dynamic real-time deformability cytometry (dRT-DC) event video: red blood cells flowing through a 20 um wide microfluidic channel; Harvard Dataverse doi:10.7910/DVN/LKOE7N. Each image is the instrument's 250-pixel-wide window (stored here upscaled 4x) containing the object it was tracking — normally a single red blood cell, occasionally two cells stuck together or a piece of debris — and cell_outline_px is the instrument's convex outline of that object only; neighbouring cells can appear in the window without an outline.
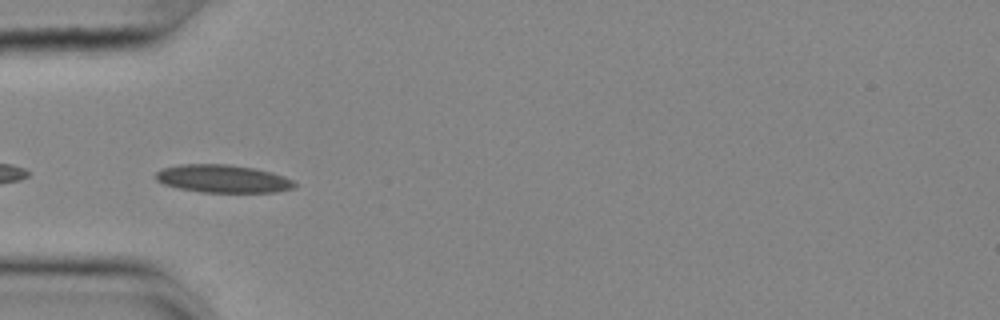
{"species": "common noctule bat (a hibernating species)", "species_latin": "Nyctalus noctula", "temperature_condition": "cold", "stored_images_in_passage": 33, "camera_frame_rate_fps": 3000, "um_per_image_px": 0.085, "animal": {"sex": "female", "body_mass_g": 25.1}, "frame": {"image": 1, "passage_image": 3, "time_ms": 0.667, "image_size_px": [1000, 320], "cell_outline_px": [[296, 184], [292, 188], [276, 192], [200, 192], [180, 188], [164, 184], [156, 180], [156, 172], [164, 168], [180, 164], [228, 164], [252, 168], [272, 172], [284, 176], [292, 180]], "centroid_in_image_um": [18.94, 15.19], "position_along_channel_um": 66.1, "area_um2": 22.37}}
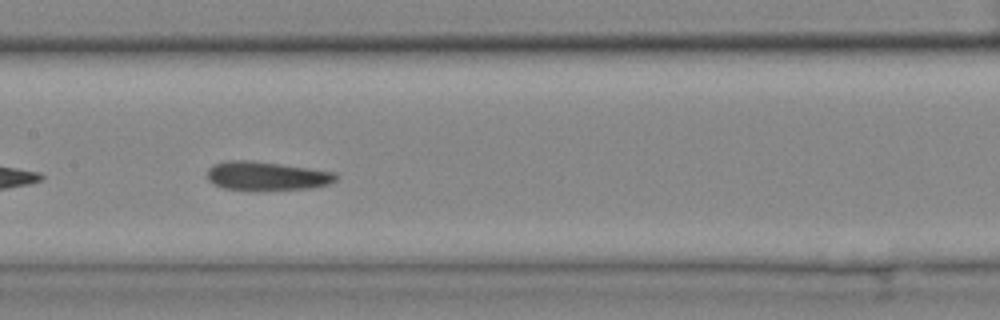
{"frame": {"image": 2, "passage_image": 13, "time_ms": 4.0, "image_size_px": [1000, 320], "cell_outline_px": [[336, 180], [328, 184], [312, 188], [256, 192], [252, 192], [224, 188], [216, 184], [208, 176], [208, 168], [216, 164], [228, 160], [252, 160], [308, 168], [332, 172], [336, 176]], "centroid_in_image_um": [22.66, 14.99], "position_along_channel_um": 184.7, "area_um2": 21.79}}
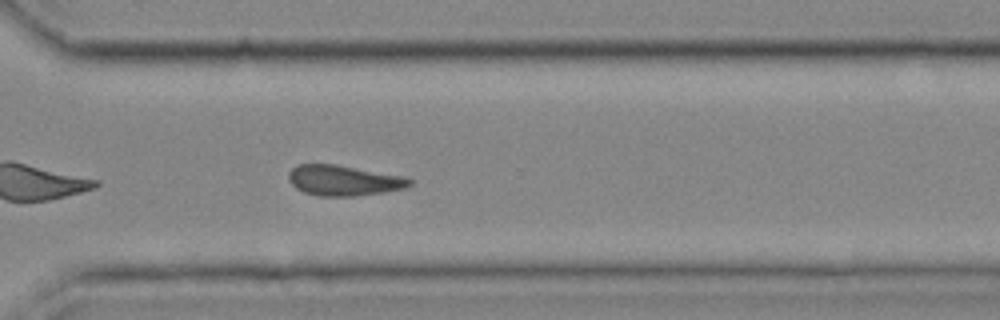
{"frame": {"image": 3, "passage_image": 26, "time_ms": 8.333, "image_size_px": [1000, 320], "cell_outline_px": [[412, 184], [404, 188], [384, 192], [352, 196], [320, 196], [304, 192], [296, 188], [288, 180], [288, 172], [296, 164], [336, 164], [408, 176], [412, 180]], "centroid_in_image_um": [29.23, 15.32], "position_along_channel_um": 341.4, "area_um2": 21.73}, "authors_computed_cell_mechanics": {"area_um2": 21.8484, "velocity_mm_per_s": 3.6006, "shape_relaxation_time_tau1_ms": null, "shape_relaxation_time_tau2_ms": 2.8308, "deformation_change_tau1": null, "deformation_change_tau2": 0.0867}}